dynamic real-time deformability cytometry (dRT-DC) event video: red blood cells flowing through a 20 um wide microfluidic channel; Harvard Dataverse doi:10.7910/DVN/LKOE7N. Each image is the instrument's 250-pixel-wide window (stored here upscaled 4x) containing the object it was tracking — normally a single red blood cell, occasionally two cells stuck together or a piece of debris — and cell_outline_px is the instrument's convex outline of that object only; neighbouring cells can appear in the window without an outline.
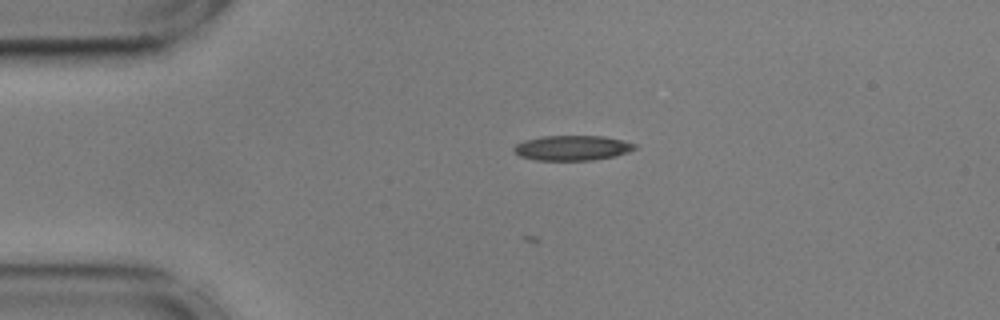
{"species": "common noctule bat (a hibernating species)", "species_latin": "Nyctalus noctula", "temperature_condition": "cold", "stored_images_in_passage": 45, "camera_frame_rate_fps": 3000, "um_per_image_px": 0.085, "animal": {"sex": "male", "body_mass_g": 17.9, "forearm_length_mm": 54.2}, "frame": {"image": 1, "passage_image": 2, "time_ms": 0.333, "image_size_px": [1000, 320], "cell_outline_px": [[636, 148], [628, 152], [616, 156], [592, 160], [536, 160], [520, 156], [512, 152], [512, 148], [516, 144], [524, 140], [544, 136], [604, 136], [636, 144]], "centroid_in_image_um": [48.61, 12.57], "position_along_channel_um": 36.4, "area_um2": 17.63}}
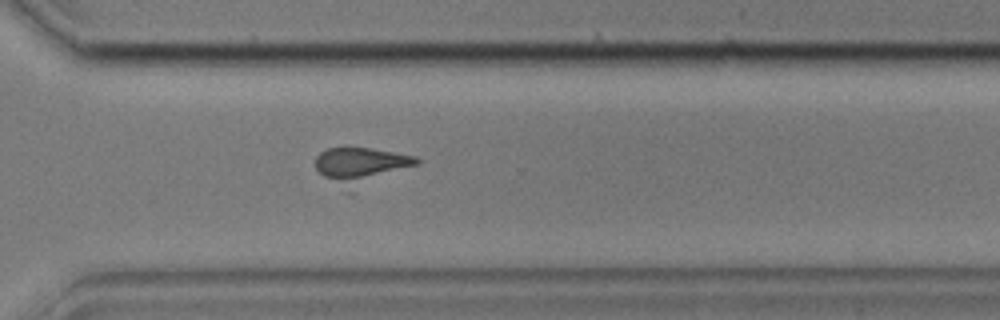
{"frame": {"image": 2, "passage_image": 30, "time_ms": 9.667, "image_size_px": [1000, 320], "cell_outline_px": [[420, 164], [352, 192], [344, 192], [324, 176], [316, 168], [316, 156], [320, 152], [328, 148], [368, 148], [416, 156], [420, 160]], "centroid_in_image_um": [30.71, 14.13], "position_along_channel_um": 339.9, "area_um2": 21.91}}
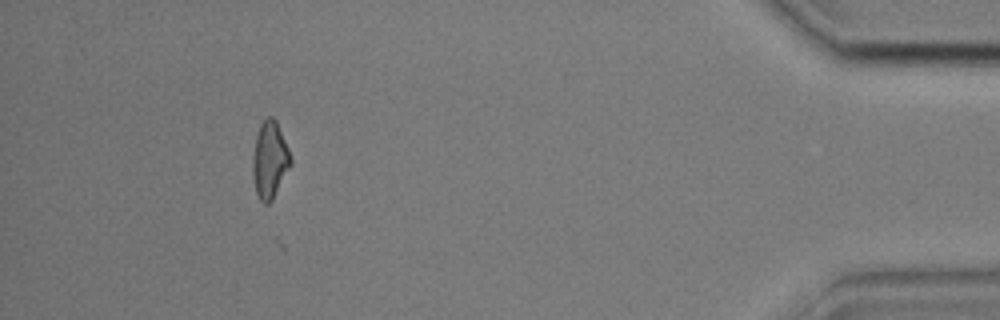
{"frame": {"image": 3, "passage_image": 41, "time_ms": 13.333, "image_size_px": [1000, 320], "cell_outline_px": [[292, 164], [272, 200], [268, 204], [264, 204], [260, 200], [256, 192], [252, 172], [252, 156], [256, 136], [260, 124], [268, 116], [272, 116], [276, 120], [288, 148], [292, 160]], "centroid_in_image_um": [22.92, 13.59], "position_along_channel_um": 412.3, "area_um2": 17.05}, "authors_computed_cell_mechanics": {"area_um2": 17.629, "velocity_mm_per_s": 3.5954, "shape_relaxation_time_tau1_ms": null, "shape_relaxation_time_tau2_ms": 3.0334, "deformation_change_tau1": null, "deformation_change_tau2": 0.1106}}